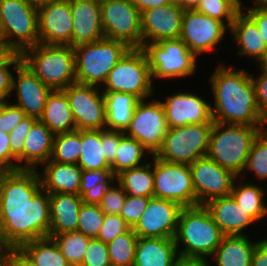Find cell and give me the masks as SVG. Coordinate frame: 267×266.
<instances>
[{
    "mask_svg": "<svg viewBox=\"0 0 267 266\" xmlns=\"http://www.w3.org/2000/svg\"><path fill=\"white\" fill-rule=\"evenodd\" d=\"M173 1L174 0H132V3L140 12H142L147 9L157 8L172 3Z\"/></svg>",
    "mask_w": 267,
    "mask_h": 266,
    "instance_id": "91938a15",
    "label": "cell"
},
{
    "mask_svg": "<svg viewBox=\"0 0 267 266\" xmlns=\"http://www.w3.org/2000/svg\"><path fill=\"white\" fill-rule=\"evenodd\" d=\"M80 266H111L108 245L96 238L89 241Z\"/></svg>",
    "mask_w": 267,
    "mask_h": 266,
    "instance_id": "f6af8a7d",
    "label": "cell"
},
{
    "mask_svg": "<svg viewBox=\"0 0 267 266\" xmlns=\"http://www.w3.org/2000/svg\"><path fill=\"white\" fill-rule=\"evenodd\" d=\"M125 135V132L103 129L101 130V145L104 149V156L107 162L111 165L117 156L120 139Z\"/></svg>",
    "mask_w": 267,
    "mask_h": 266,
    "instance_id": "f907efd6",
    "label": "cell"
},
{
    "mask_svg": "<svg viewBox=\"0 0 267 266\" xmlns=\"http://www.w3.org/2000/svg\"><path fill=\"white\" fill-rule=\"evenodd\" d=\"M2 41H6V38H5V34H4V30H3L2 22L0 18V42Z\"/></svg>",
    "mask_w": 267,
    "mask_h": 266,
    "instance_id": "03108f58",
    "label": "cell"
},
{
    "mask_svg": "<svg viewBox=\"0 0 267 266\" xmlns=\"http://www.w3.org/2000/svg\"><path fill=\"white\" fill-rule=\"evenodd\" d=\"M25 116L20 107L4 102L0 109V131L10 133Z\"/></svg>",
    "mask_w": 267,
    "mask_h": 266,
    "instance_id": "681fc988",
    "label": "cell"
},
{
    "mask_svg": "<svg viewBox=\"0 0 267 266\" xmlns=\"http://www.w3.org/2000/svg\"><path fill=\"white\" fill-rule=\"evenodd\" d=\"M261 71L260 78L256 79L251 76V79L255 87L260 115L265 119L267 118V70L261 69Z\"/></svg>",
    "mask_w": 267,
    "mask_h": 266,
    "instance_id": "f5cc1de1",
    "label": "cell"
},
{
    "mask_svg": "<svg viewBox=\"0 0 267 266\" xmlns=\"http://www.w3.org/2000/svg\"><path fill=\"white\" fill-rule=\"evenodd\" d=\"M96 88L76 82L62 90L69 100L77 130L106 129L104 93L99 95Z\"/></svg>",
    "mask_w": 267,
    "mask_h": 266,
    "instance_id": "5bb4252c",
    "label": "cell"
},
{
    "mask_svg": "<svg viewBox=\"0 0 267 266\" xmlns=\"http://www.w3.org/2000/svg\"><path fill=\"white\" fill-rule=\"evenodd\" d=\"M251 266H267V239L257 242L251 259Z\"/></svg>",
    "mask_w": 267,
    "mask_h": 266,
    "instance_id": "6f0895ef",
    "label": "cell"
},
{
    "mask_svg": "<svg viewBox=\"0 0 267 266\" xmlns=\"http://www.w3.org/2000/svg\"><path fill=\"white\" fill-rule=\"evenodd\" d=\"M17 159L11 154L9 133L0 131V171L20 170L21 165H16Z\"/></svg>",
    "mask_w": 267,
    "mask_h": 266,
    "instance_id": "816d5d0a",
    "label": "cell"
},
{
    "mask_svg": "<svg viewBox=\"0 0 267 266\" xmlns=\"http://www.w3.org/2000/svg\"><path fill=\"white\" fill-rule=\"evenodd\" d=\"M4 102L5 101H3V100L0 99V109H1V107H2V105H3Z\"/></svg>",
    "mask_w": 267,
    "mask_h": 266,
    "instance_id": "a7ac6f4b",
    "label": "cell"
},
{
    "mask_svg": "<svg viewBox=\"0 0 267 266\" xmlns=\"http://www.w3.org/2000/svg\"><path fill=\"white\" fill-rule=\"evenodd\" d=\"M142 49L155 79L185 77L195 72L196 56L180 38L147 43Z\"/></svg>",
    "mask_w": 267,
    "mask_h": 266,
    "instance_id": "30bf717a",
    "label": "cell"
},
{
    "mask_svg": "<svg viewBox=\"0 0 267 266\" xmlns=\"http://www.w3.org/2000/svg\"><path fill=\"white\" fill-rule=\"evenodd\" d=\"M223 237L224 234L204 205L181 209L174 236L177 248L180 241L185 245V249L178 252L179 256L189 258L211 257Z\"/></svg>",
    "mask_w": 267,
    "mask_h": 266,
    "instance_id": "3957f363",
    "label": "cell"
},
{
    "mask_svg": "<svg viewBox=\"0 0 267 266\" xmlns=\"http://www.w3.org/2000/svg\"><path fill=\"white\" fill-rule=\"evenodd\" d=\"M39 43L73 46L70 0H59L38 9Z\"/></svg>",
    "mask_w": 267,
    "mask_h": 266,
    "instance_id": "ac0fdd59",
    "label": "cell"
},
{
    "mask_svg": "<svg viewBox=\"0 0 267 266\" xmlns=\"http://www.w3.org/2000/svg\"><path fill=\"white\" fill-rule=\"evenodd\" d=\"M152 156L154 197L175 201L182 207L198 206L190 166L166 162L155 155Z\"/></svg>",
    "mask_w": 267,
    "mask_h": 266,
    "instance_id": "7c38bea8",
    "label": "cell"
},
{
    "mask_svg": "<svg viewBox=\"0 0 267 266\" xmlns=\"http://www.w3.org/2000/svg\"><path fill=\"white\" fill-rule=\"evenodd\" d=\"M227 26L220 20L193 10H185L181 21L180 39L197 56L214 49L222 40Z\"/></svg>",
    "mask_w": 267,
    "mask_h": 266,
    "instance_id": "2e32d148",
    "label": "cell"
},
{
    "mask_svg": "<svg viewBox=\"0 0 267 266\" xmlns=\"http://www.w3.org/2000/svg\"><path fill=\"white\" fill-rule=\"evenodd\" d=\"M233 183L230 195L237 205L256 221L267 215V206L263 202L264 192L256 185L245 184L235 187Z\"/></svg>",
    "mask_w": 267,
    "mask_h": 266,
    "instance_id": "d590c367",
    "label": "cell"
},
{
    "mask_svg": "<svg viewBox=\"0 0 267 266\" xmlns=\"http://www.w3.org/2000/svg\"><path fill=\"white\" fill-rule=\"evenodd\" d=\"M55 134L37 120L26 135L21 169L36 170V165L48 162L52 157Z\"/></svg>",
    "mask_w": 267,
    "mask_h": 266,
    "instance_id": "4316f807",
    "label": "cell"
},
{
    "mask_svg": "<svg viewBox=\"0 0 267 266\" xmlns=\"http://www.w3.org/2000/svg\"><path fill=\"white\" fill-rule=\"evenodd\" d=\"M138 237L131 228L109 242L108 252L112 266H133Z\"/></svg>",
    "mask_w": 267,
    "mask_h": 266,
    "instance_id": "ab89813d",
    "label": "cell"
},
{
    "mask_svg": "<svg viewBox=\"0 0 267 266\" xmlns=\"http://www.w3.org/2000/svg\"><path fill=\"white\" fill-rule=\"evenodd\" d=\"M182 208L175 201L152 197L132 229L138 238H174Z\"/></svg>",
    "mask_w": 267,
    "mask_h": 266,
    "instance_id": "e0dca14e",
    "label": "cell"
},
{
    "mask_svg": "<svg viewBox=\"0 0 267 266\" xmlns=\"http://www.w3.org/2000/svg\"><path fill=\"white\" fill-rule=\"evenodd\" d=\"M149 199L150 198L143 196H126L124 206L120 212V217L130 226V228H133L143 216L149 203Z\"/></svg>",
    "mask_w": 267,
    "mask_h": 266,
    "instance_id": "bcb514c9",
    "label": "cell"
},
{
    "mask_svg": "<svg viewBox=\"0 0 267 266\" xmlns=\"http://www.w3.org/2000/svg\"><path fill=\"white\" fill-rule=\"evenodd\" d=\"M163 104L168 128L189 124L213 123L211 104L204 99L188 93H179L167 97Z\"/></svg>",
    "mask_w": 267,
    "mask_h": 266,
    "instance_id": "44dd1931",
    "label": "cell"
},
{
    "mask_svg": "<svg viewBox=\"0 0 267 266\" xmlns=\"http://www.w3.org/2000/svg\"><path fill=\"white\" fill-rule=\"evenodd\" d=\"M33 7L39 9L42 6L48 5L52 2H56L59 0H27Z\"/></svg>",
    "mask_w": 267,
    "mask_h": 266,
    "instance_id": "be15d7a7",
    "label": "cell"
},
{
    "mask_svg": "<svg viewBox=\"0 0 267 266\" xmlns=\"http://www.w3.org/2000/svg\"><path fill=\"white\" fill-rule=\"evenodd\" d=\"M256 244L250 242L244 234L224 235L213 254L217 266H251Z\"/></svg>",
    "mask_w": 267,
    "mask_h": 266,
    "instance_id": "4dcf8cb0",
    "label": "cell"
},
{
    "mask_svg": "<svg viewBox=\"0 0 267 266\" xmlns=\"http://www.w3.org/2000/svg\"><path fill=\"white\" fill-rule=\"evenodd\" d=\"M130 229V226L120 217V215L106 214L104 223L102 224L96 239L108 244L117 236L126 233Z\"/></svg>",
    "mask_w": 267,
    "mask_h": 266,
    "instance_id": "7dc6e473",
    "label": "cell"
},
{
    "mask_svg": "<svg viewBox=\"0 0 267 266\" xmlns=\"http://www.w3.org/2000/svg\"><path fill=\"white\" fill-rule=\"evenodd\" d=\"M148 151L138 140L124 135L120 139L118 153L115 161L111 164V170L116 177L122 171L142 166L144 151Z\"/></svg>",
    "mask_w": 267,
    "mask_h": 266,
    "instance_id": "8d00e7d4",
    "label": "cell"
},
{
    "mask_svg": "<svg viewBox=\"0 0 267 266\" xmlns=\"http://www.w3.org/2000/svg\"><path fill=\"white\" fill-rule=\"evenodd\" d=\"M245 169L255 172L258 178H267V134L262 130L253 142Z\"/></svg>",
    "mask_w": 267,
    "mask_h": 266,
    "instance_id": "7bdbcfd3",
    "label": "cell"
},
{
    "mask_svg": "<svg viewBox=\"0 0 267 266\" xmlns=\"http://www.w3.org/2000/svg\"><path fill=\"white\" fill-rule=\"evenodd\" d=\"M73 47L105 38L101 22V0H70Z\"/></svg>",
    "mask_w": 267,
    "mask_h": 266,
    "instance_id": "7402d4cb",
    "label": "cell"
},
{
    "mask_svg": "<svg viewBox=\"0 0 267 266\" xmlns=\"http://www.w3.org/2000/svg\"><path fill=\"white\" fill-rule=\"evenodd\" d=\"M126 136L138 140L150 154L155 155L161 148L168 125L163 104L159 101L136 105Z\"/></svg>",
    "mask_w": 267,
    "mask_h": 266,
    "instance_id": "4fadbf2b",
    "label": "cell"
},
{
    "mask_svg": "<svg viewBox=\"0 0 267 266\" xmlns=\"http://www.w3.org/2000/svg\"><path fill=\"white\" fill-rule=\"evenodd\" d=\"M50 235L78 231L79 210L83 204L80 195L49 194Z\"/></svg>",
    "mask_w": 267,
    "mask_h": 266,
    "instance_id": "cb8c5ba5",
    "label": "cell"
},
{
    "mask_svg": "<svg viewBox=\"0 0 267 266\" xmlns=\"http://www.w3.org/2000/svg\"><path fill=\"white\" fill-rule=\"evenodd\" d=\"M37 170L0 171V249L49 237V193Z\"/></svg>",
    "mask_w": 267,
    "mask_h": 266,
    "instance_id": "6da1fadb",
    "label": "cell"
},
{
    "mask_svg": "<svg viewBox=\"0 0 267 266\" xmlns=\"http://www.w3.org/2000/svg\"><path fill=\"white\" fill-rule=\"evenodd\" d=\"M15 69L18 78L15 82L12 77V89L17 90L18 103L14 105L20 107L26 116L39 120L53 90L40 81L23 61Z\"/></svg>",
    "mask_w": 267,
    "mask_h": 266,
    "instance_id": "ffe728a7",
    "label": "cell"
},
{
    "mask_svg": "<svg viewBox=\"0 0 267 266\" xmlns=\"http://www.w3.org/2000/svg\"><path fill=\"white\" fill-rule=\"evenodd\" d=\"M22 61L21 53L6 41L0 42V69H9L11 65L16 67Z\"/></svg>",
    "mask_w": 267,
    "mask_h": 266,
    "instance_id": "db71d44e",
    "label": "cell"
},
{
    "mask_svg": "<svg viewBox=\"0 0 267 266\" xmlns=\"http://www.w3.org/2000/svg\"><path fill=\"white\" fill-rule=\"evenodd\" d=\"M127 194L123 188L119 185V188L110 187L104 197L102 198L99 206L102 212L111 215H120L121 209L124 206V202Z\"/></svg>",
    "mask_w": 267,
    "mask_h": 266,
    "instance_id": "c3c4849f",
    "label": "cell"
},
{
    "mask_svg": "<svg viewBox=\"0 0 267 266\" xmlns=\"http://www.w3.org/2000/svg\"><path fill=\"white\" fill-rule=\"evenodd\" d=\"M36 121V118L25 116L24 119L9 133L11 154L17 161L23 160L25 138Z\"/></svg>",
    "mask_w": 267,
    "mask_h": 266,
    "instance_id": "ee69618b",
    "label": "cell"
},
{
    "mask_svg": "<svg viewBox=\"0 0 267 266\" xmlns=\"http://www.w3.org/2000/svg\"><path fill=\"white\" fill-rule=\"evenodd\" d=\"M184 9L172 3L147 9L141 12L142 48L147 44L163 40L178 39L181 31V21Z\"/></svg>",
    "mask_w": 267,
    "mask_h": 266,
    "instance_id": "d6986e66",
    "label": "cell"
},
{
    "mask_svg": "<svg viewBox=\"0 0 267 266\" xmlns=\"http://www.w3.org/2000/svg\"><path fill=\"white\" fill-rule=\"evenodd\" d=\"M174 266H209L205 258H189L179 256Z\"/></svg>",
    "mask_w": 267,
    "mask_h": 266,
    "instance_id": "94428289",
    "label": "cell"
},
{
    "mask_svg": "<svg viewBox=\"0 0 267 266\" xmlns=\"http://www.w3.org/2000/svg\"><path fill=\"white\" fill-rule=\"evenodd\" d=\"M247 14L255 21L263 40L267 44V7L256 6L249 8Z\"/></svg>",
    "mask_w": 267,
    "mask_h": 266,
    "instance_id": "9f6ffc18",
    "label": "cell"
},
{
    "mask_svg": "<svg viewBox=\"0 0 267 266\" xmlns=\"http://www.w3.org/2000/svg\"><path fill=\"white\" fill-rule=\"evenodd\" d=\"M178 6H180L184 10H193L195 9L200 0H174Z\"/></svg>",
    "mask_w": 267,
    "mask_h": 266,
    "instance_id": "6125c7cd",
    "label": "cell"
},
{
    "mask_svg": "<svg viewBox=\"0 0 267 266\" xmlns=\"http://www.w3.org/2000/svg\"><path fill=\"white\" fill-rule=\"evenodd\" d=\"M152 73L145 51L131 48L109 72L103 92H123L140 100L152 93Z\"/></svg>",
    "mask_w": 267,
    "mask_h": 266,
    "instance_id": "ba28073f",
    "label": "cell"
},
{
    "mask_svg": "<svg viewBox=\"0 0 267 266\" xmlns=\"http://www.w3.org/2000/svg\"><path fill=\"white\" fill-rule=\"evenodd\" d=\"M230 31L240 47L239 55H249L255 57L257 61L261 60L267 44L263 40L255 21L247 13L243 15L242 10L237 13L230 26Z\"/></svg>",
    "mask_w": 267,
    "mask_h": 266,
    "instance_id": "83f0119b",
    "label": "cell"
},
{
    "mask_svg": "<svg viewBox=\"0 0 267 266\" xmlns=\"http://www.w3.org/2000/svg\"><path fill=\"white\" fill-rule=\"evenodd\" d=\"M178 257L174 238H138L133 266H174Z\"/></svg>",
    "mask_w": 267,
    "mask_h": 266,
    "instance_id": "d4e9b609",
    "label": "cell"
},
{
    "mask_svg": "<svg viewBox=\"0 0 267 266\" xmlns=\"http://www.w3.org/2000/svg\"><path fill=\"white\" fill-rule=\"evenodd\" d=\"M204 206L224 235H243L241 231L256 221L231 195L212 199Z\"/></svg>",
    "mask_w": 267,
    "mask_h": 266,
    "instance_id": "603a6c76",
    "label": "cell"
},
{
    "mask_svg": "<svg viewBox=\"0 0 267 266\" xmlns=\"http://www.w3.org/2000/svg\"><path fill=\"white\" fill-rule=\"evenodd\" d=\"M115 178L112 170H82L80 196L83 203L99 204L106 191L111 187L108 185Z\"/></svg>",
    "mask_w": 267,
    "mask_h": 266,
    "instance_id": "e575fe53",
    "label": "cell"
},
{
    "mask_svg": "<svg viewBox=\"0 0 267 266\" xmlns=\"http://www.w3.org/2000/svg\"><path fill=\"white\" fill-rule=\"evenodd\" d=\"M13 74L9 69H0V99L5 101L6 97L11 93Z\"/></svg>",
    "mask_w": 267,
    "mask_h": 266,
    "instance_id": "680465c9",
    "label": "cell"
},
{
    "mask_svg": "<svg viewBox=\"0 0 267 266\" xmlns=\"http://www.w3.org/2000/svg\"><path fill=\"white\" fill-rule=\"evenodd\" d=\"M150 163L122 171L116 176L128 196L154 197V173Z\"/></svg>",
    "mask_w": 267,
    "mask_h": 266,
    "instance_id": "d6a6232c",
    "label": "cell"
},
{
    "mask_svg": "<svg viewBox=\"0 0 267 266\" xmlns=\"http://www.w3.org/2000/svg\"><path fill=\"white\" fill-rule=\"evenodd\" d=\"M49 237L54 239L71 266L81 265L85 250L88 247L89 241L92 239L78 231L49 235Z\"/></svg>",
    "mask_w": 267,
    "mask_h": 266,
    "instance_id": "f35d334b",
    "label": "cell"
},
{
    "mask_svg": "<svg viewBox=\"0 0 267 266\" xmlns=\"http://www.w3.org/2000/svg\"><path fill=\"white\" fill-rule=\"evenodd\" d=\"M0 264L2 266H33L19 249H0Z\"/></svg>",
    "mask_w": 267,
    "mask_h": 266,
    "instance_id": "11a10c76",
    "label": "cell"
},
{
    "mask_svg": "<svg viewBox=\"0 0 267 266\" xmlns=\"http://www.w3.org/2000/svg\"><path fill=\"white\" fill-rule=\"evenodd\" d=\"M104 219L105 214L99 204L83 203L79 210L78 232L90 238H97Z\"/></svg>",
    "mask_w": 267,
    "mask_h": 266,
    "instance_id": "b9f144b4",
    "label": "cell"
},
{
    "mask_svg": "<svg viewBox=\"0 0 267 266\" xmlns=\"http://www.w3.org/2000/svg\"><path fill=\"white\" fill-rule=\"evenodd\" d=\"M0 18L6 42L20 53L39 44L38 9L27 0H0Z\"/></svg>",
    "mask_w": 267,
    "mask_h": 266,
    "instance_id": "9c48e42d",
    "label": "cell"
},
{
    "mask_svg": "<svg viewBox=\"0 0 267 266\" xmlns=\"http://www.w3.org/2000/svg\"><path fill=\"white\" fill-rule=\"evenodd\" d=\"M241 5L240 0H200L195 10L223 23L222 18L225 17L230 28L237 13L242 10Z\"/></svg>",
    "mask_w": 267,
    "mask_h": 266,
    "instance_id": "60d3db41",
    "label": "cell"
},
{
    "mask_svg": "<svg viewBox=\"0 0 267 266\" xmlns=\"http://www.w3.org/2000/svg\"><path fill=\"white\" fill-rule=\"evenodd\" d=\"M257 1V6H263V7H267V0H255Z\"/></svg>",
    "mask_w": 267,
    "mask_h": 266,
    "instance_id": "003e7915",
    "label": "cell"
},
{
    "mask_svg": "<svg viewBox=\"0 0 267 266\" xmlns=\"http://www.w3.org/2000/svg\"><path fill=\"white\" fill-rule=\"evenodd\" d=\"M21 57L38 79L53 91L66 89L76 83L72 45L39 43L24 50Z\"/></svg>",
    "mask_w": 267,
    "mask_h": 266,
    "instance_id": "277c9868",
    "label": "cell"
},
{
    "mask_svg": "<svg viewBox=\"0 0 267 266\" xmlns=\"http://www.w3.org/2000/svg\"><path fill=\"white\" fill-rule=\"evenodd\" d=\"M101 22L105 38L142 48L141 12L132 0H101Z\"/></svg>",
    "mask_w": 267,
    "mask_h": 266,
    "instance_id": "8fae6325",
    "label": "cell"
},
{
    "mask_svg": "<svg viewBox=\"0 0 267 266\" xmlns=\"http://www.w3.org/2000/svg\"><path fill=\"white\" fill-rule=\"evenodd\" d=\"M44 178L41 188L49 194L67 193L80 195L82 169L77 164H65L52 161L44 163Z\"/></svg>",
    "mask_w": 267,
    "mask_h": 266,
    "instance_id": "484cf974",
    "label": "cell"
},
{
    "mask_svg": "<svg viewBox=\"0 0 267 266\" xmlns=\"http://www.w3.org/2000/svg\"><path fill=\"white\" fill-rule=\"evenodd\" d=\"M81 147V130L56 134L51 160L65 164H77Z\"/></svg>",
    "mask_w": 267,
    "mask_h": 266,
    "instance_id": "74e56055",
    "label": "cell"
},
{
    "mask_svg": "<svg viewBox=\"0 0 267 266\" xmlns=\"http://www.w3.org/2000/svg\"><path fill=\"white\" fill-rule=\"evenodd\" d=\"M259 62L261 68L267 70V48L265 49L264 55Z\"/></svg>",
    "mask_w": 267,
    "mask_h": 266,
    "instance_id": "e7e4bbea",
    "label": "cell"
},
{
    "mask_svg": "<svg viewBox=\"0 0 267 266\" xmlns=\"http://www.w3.org/2000/svg\"><path fill=\"white\" fill-rule=\"evenodd\" d=\"M103 93L106 109V129L126 132L140 99L130 93Z\"/></svg>",
    "mask_w": 267,
    "mask_h": 266,
    "instance_id": "f546056e",
    "label": "cell"
},
{
    "mask_svg": "<svg viewBox=\"0 0 267 266\" xmlns=\"http://www.w3.org/2000/svg\"><path fill=\"white\" fill-rule=\"evenodd\" d=\"M244 70L233 71L219 66L211 76L215 109L211 108L214 122L262 127L253 81Z\"/></svg>",
    "mask_w": 267,
    "mask_h": 266,
    "instance_id": "7a4b0ae2",
    "label": "cell"
},
{
    "mask_svg": "<svg viewBox=\"0 0 267 266\" xmlns=\"http://www.w3.org/2000/svg\"><path fill=\"white\" fill-rule=\"evenodd\" d=\"M213 122L207 156L238 176L245 169L247 158L262 127Z\"/></svg>",
    "mask_w": 267,
    "mask_h": 266,
    "instance_id": "5b68a950",
    "label": "cell"
},
{
    "mask_svg": "<svg viewBox=\"0 0 267 266\" xmlns=\"http://www.w3.org/2000/svg\"><path fill=\"white\" fill-rule=\"evenodd\" d=\"M39 120L55 135L77 130L69 100L62 90L51 92Z\"/></svg>",
    "mask_w": 267,
    "mask_h": 266,
    "instance_id": "f1b7e54d",
    "label": "cell"
},
{
    "mask_svg": "<svg viewBox=\"0 0 267 266\" xmlns=\"http://www.w3.org/2000/svg\"><path fill=\"white\" fill-rule=\"evenodd\" d=\"M213 123L168 128L155 156L166 162L190 165L207 156Z\"/></svg>",
    "mask_w": 267,
    "mask_h": 266,
    "instance_id": "52a82bcc",
    "label": "cell"
},
{
    "mask_svg": "<svg viewBox=\"0 0 267 266\" xmlns=\"http://www.w3.org/2000/svg\"><path fill=\"white\" fill-rule=\"evenodd\" d=\"M81 143L77 165L82 170H111L101 145V130H81Z\"/></svg>",
    "mask_w": 267,
    "mask_h": 266,
    "instance_id": "836d02e7",
    "label": "cell"
},
{
    "mask_svg": "<svg viewBox=\"0 0 267 266\" xmlns=\"http://www.w3.org/2000/svg\"><path fill=\"white\" fill-rule=\"evenodd\" d=\"M130 49L122 41L107 38L75 46L76 82L93 86L105 83L109 72Z\"/></svg>",
    "mask_w": 267,
    "mask_h": 266,
    "instance_id": "8992f818",
    "label": "cell"
},
{
    "mask_svg": "<svg viewBox=\"0 0 267 266\" xmlns=\"http://www.w3.org/2000/svg\"><path fill=\"white\" fill-rule=\"evenodd\" d=\"M18 249L33 266H71L51 237L24 243Z\"/></svg>",
    "mask_w": 267,
    "mask_h": 266,
    "instance_id": "1f68e13d",
    "label": "cell"
},
{
    "mask_svg": "<svg viewBox=\"0 0 267 266\" xmlns=\"http://www.w3.org/2000/svg\"><path fill=\"white\" fill-rule=\"evenodd\" d=\"M189 166L198 205L230 195L237 177L231 171L221 167L208 156L197 159Z\"/></svg>",
    "mask_w": 267,
    "mask_h": 266,
    "instance_id": "9a60e30c",
    "label": "cell"
}]
</instances>
